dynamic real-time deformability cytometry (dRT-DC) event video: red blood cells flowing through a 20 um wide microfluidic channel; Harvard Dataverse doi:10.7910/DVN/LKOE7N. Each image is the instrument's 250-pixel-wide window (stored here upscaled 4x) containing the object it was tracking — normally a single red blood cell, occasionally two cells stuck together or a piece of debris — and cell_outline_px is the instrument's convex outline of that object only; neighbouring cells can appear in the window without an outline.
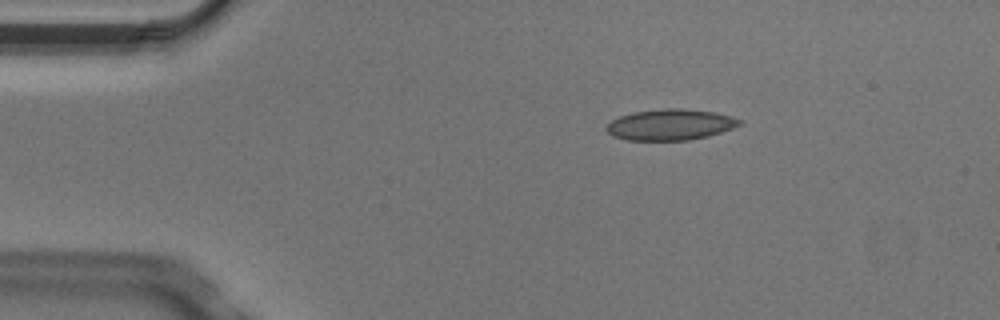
{"species": "Egyptian fruit bat (a non-hibernating species)", "species_latin": "Rousettus aegyptiacus", "temperature_condition": "cold", "stored_images_in_passage": 7, "camera_frame_rate_fps": 3000, "um_per_image_px": 0.085, "animal": {"sex": "male"}, "frame": {"image": 1, "passage_image": 3, "time_ms": 0.667, "image_size_px": [1000, 320], "cell_outline_px": [[744, 120], [740, 124], [732, 128], [708, 136], [688, 140], [628, 140], [612, 136], [604, 128], [612, 120], [620, 116], [632, 112], [664, 108], [680, 108], [712, 112], [732, 116]], "centroid_in_image_um": [56.96, 10.59], "position_along_channel_um": 28.0, "area_um2": 23.99}}
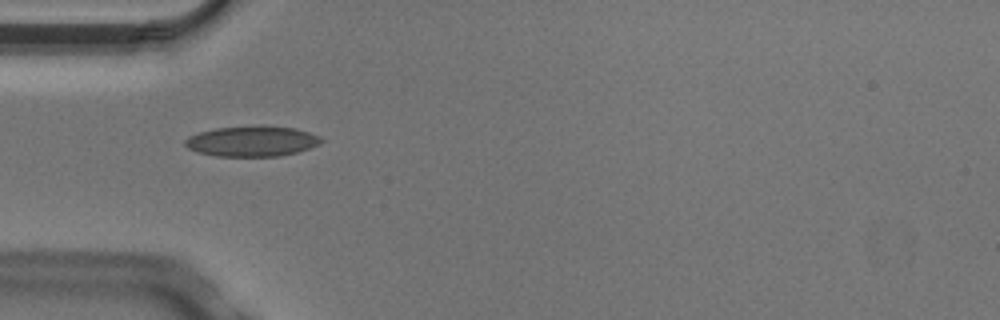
{"frame": {"image": 2, "passage_image": 5, "time_ms": 1.333, "image_size_px": [1000, 320], "cell_outline_px": [[324, 140], [320, 144], [296, 152], [280, 156], [216, 156], [196, 152], [188, 148], [184, 144], [184, 140], [188, 136], [200, 132], [216, 128], [260, 124], [264, 124], [296, 128], [320, 136]], "centroid_in_image_um": [21.42, 11.98], "position_along_channel_um": 63.6, "area_um2": 24.57}}
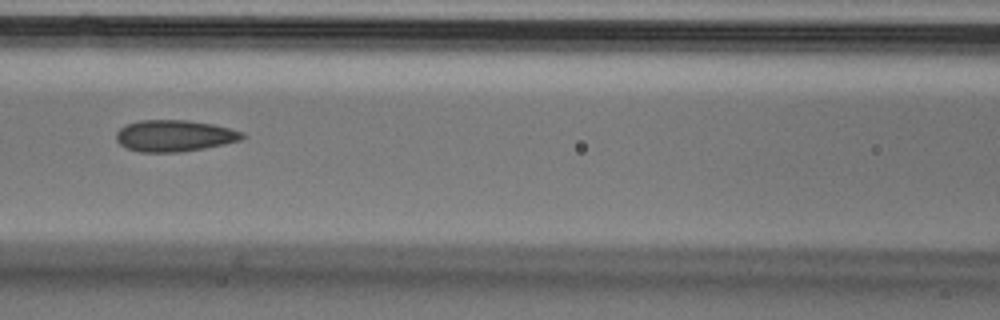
{"frame": {"image": 3, "passage_image": 7, "time_ms": 2.0, "image_size_px": [1000, 320], "cell_outline_px": [[248, 136], [240, 140], [224, 144], [204, 148], [180, 152], [140, 152], [128, 148], [120, 144], [116, 140], [116, 132], [120, 128], [128, 124], [140, 120], [188, 120], [212, 124], [244, 132]], "centroid_in_image_um": [14.84, 11.54], "position_along_channel_um": 151.8, "area_um2": 23.12}}